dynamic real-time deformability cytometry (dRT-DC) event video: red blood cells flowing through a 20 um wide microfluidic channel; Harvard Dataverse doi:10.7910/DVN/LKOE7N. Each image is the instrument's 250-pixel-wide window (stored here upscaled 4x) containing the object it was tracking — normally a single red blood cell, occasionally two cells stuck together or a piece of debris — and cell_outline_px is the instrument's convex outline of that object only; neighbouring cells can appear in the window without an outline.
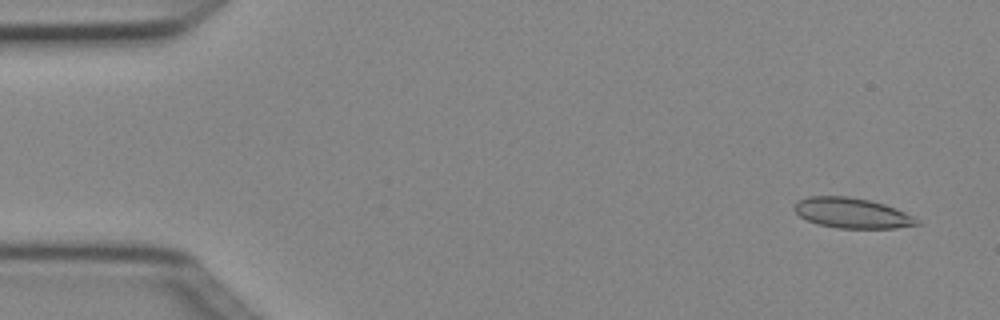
{"species": "Egyptian fruit bat (a non-hibernating species)", "species_latin": "Rousettus aegyptiacus", "temperature_condition": "cold", "stored_images_in_passage": 4, "camera_frame_rate_fps": 3000, "um_per_image_px": 0.085, "animal": {"sex": "female"}, "frame": {"image": 1, "passage_image": 1, "time_ms": 0.0, "image_size_px": [1000, 320], "cell_outline_px": [[920, 224], [896, 228], [836, 228], [816, 224], [800, 216], [792, 208], [800, 200], [808, 196], [848, 196], [868, 200], [884, 204], [904, 212], [920, 220]], "centroid_in_image_um": [72.41, 18.11], "position_along_channel_um": 12.6, "area_um2": 21.5}}
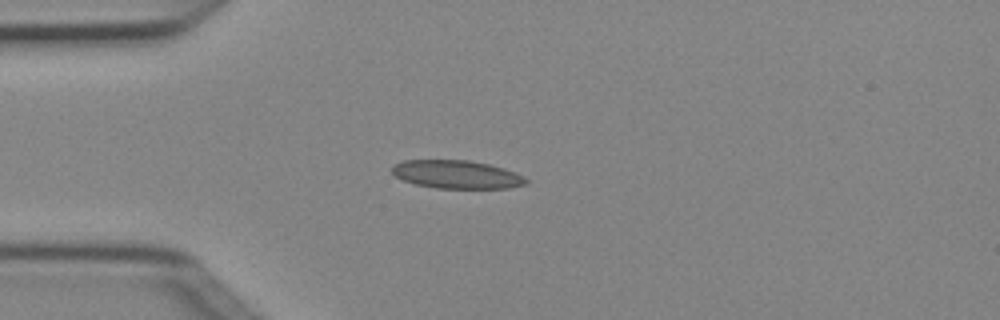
{"frame": {"image": 2, "passage_image": 3, "time_ms": 0.667, "image_size_px": [1000, 320], "cell_outline_px": [[528, 184], [508, 188], [436, 188], [416, 184], [404, 180], [396, 176], [392, 172], [392, 164], [404, 160], [468, 160], [488, 164], [504, 168], [524, 176], [528, 180]], "centroid_in_image_um": [38.83, 14.82], "position_along_channel_um": 46.2, "area_um2": 22.02}}